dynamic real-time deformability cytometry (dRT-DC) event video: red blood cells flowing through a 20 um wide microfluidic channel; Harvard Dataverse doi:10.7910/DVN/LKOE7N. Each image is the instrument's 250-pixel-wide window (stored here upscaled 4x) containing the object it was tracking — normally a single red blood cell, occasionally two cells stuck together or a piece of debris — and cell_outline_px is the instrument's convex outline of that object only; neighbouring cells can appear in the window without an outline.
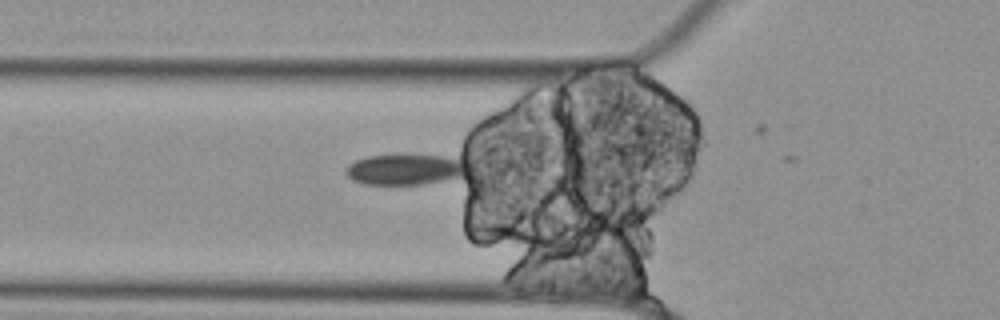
{"species": "Egyptian fruit bat (a non-hibernating species)", "species_latin": "Rousettus aegyptiacus", "temperature_condition": "cold", "stored_images_in_passage": 6, "segment_of_instrument_passage": [2, 2], "camera_frame_rate_fps": 3000, "um_per_image_px": 0.085, "animal": {"sex": "female"}, "frame": {"image": 1, "passage_image": 5, "time_ms": 1.333, "image_size_px": [1000, 320], "cell_outline_px": [[472, 168], [468, 172], [460, 176], [444, 180], [424, 184], [364, 184], [352, 180], [344, 172], [348, 164], [356, 160], [368, 156], [444, 156], [468, 160], [472, 164]], "centroid_in_image_um": [34.53, 14.41], "position_along_channel_um": 91.3, "area_um2": 21.91}}